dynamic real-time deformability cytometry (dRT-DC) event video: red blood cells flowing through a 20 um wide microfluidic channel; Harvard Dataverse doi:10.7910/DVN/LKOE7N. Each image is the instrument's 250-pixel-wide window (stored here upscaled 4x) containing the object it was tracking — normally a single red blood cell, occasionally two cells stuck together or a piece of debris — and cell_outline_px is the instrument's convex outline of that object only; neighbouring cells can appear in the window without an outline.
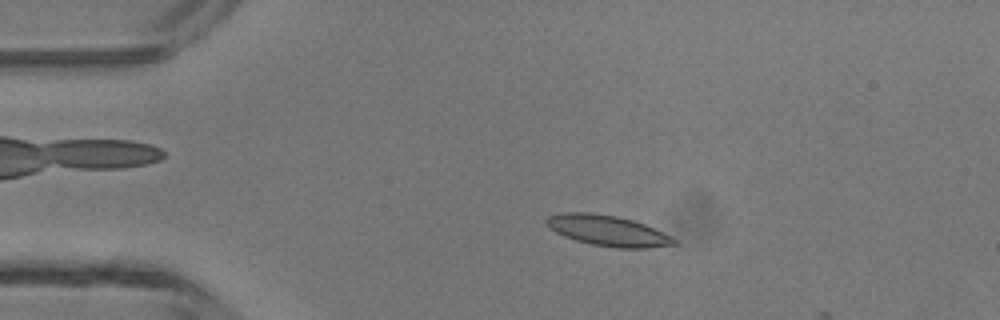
{"species": "common noctule bat (a hibernating species)", "species_latin": "Nyctalus noctula", "temperature_condition": "room temperature", "stored_images_in_passage": 11, "camera_frame_rate_fps": 3000, "um_per_image_px": 0.085, "animal": {"sex": "male", "body_mass_g": 13.3}, "frame": {"image": 1, "passage_image": 9, "time_ms": 2.667, "image_size_px": [1000, 320], "cell_outline_px": [[680, 244], [648, 248], [616, 248], [592, 244], [576, 240], [564, 236], [548, 228], [544, 220], [548, 216], [560, 212], [592, 212], [616, 216], [632, 220], [644, 224], [676, 240]], "centroid_in_image_um": [51.6, 19.6], "position_along_channel_um": 33.4, "area_um2": 22.72}}